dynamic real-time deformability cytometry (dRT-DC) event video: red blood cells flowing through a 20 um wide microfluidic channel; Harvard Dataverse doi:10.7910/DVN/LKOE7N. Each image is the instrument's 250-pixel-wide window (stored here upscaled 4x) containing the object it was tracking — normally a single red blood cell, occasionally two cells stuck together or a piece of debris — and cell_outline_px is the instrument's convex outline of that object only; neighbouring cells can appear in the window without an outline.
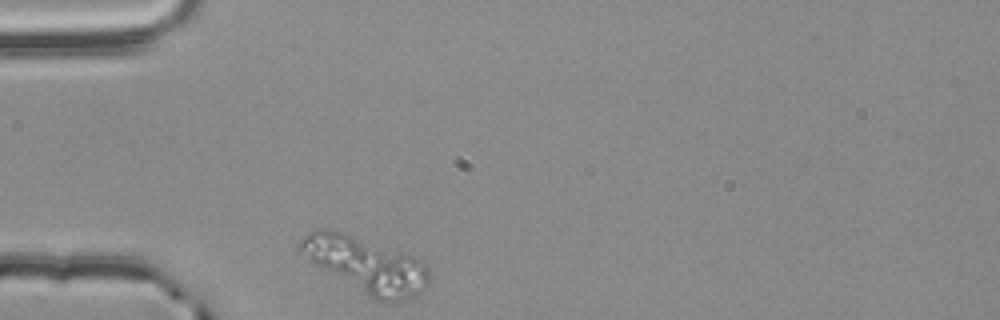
{"species": "common noctule bat (a hibernating species)", "species_latin": "Nyctalus noctula", "temperature_condition": "room temperature", "stored_images_in_passage": 30, "camera_frame_rate_fps": 3000, "um_per_image_px": 0.085, "animal": {"sex": "male", "body_mass_g": 20.4}, "frame": {"image": 1, "passage_image": 1, "time_ms": 0.0, "image_size_px": [1000, 320], "cell_outline_px": [[428, 284], [420, 292], [404, 300], [380, 300], [368, 296], [296, 252], [296, 244], [304, 236], [316, 228], [328, 228], [416, 256], [428, 268]], "centroid_in_image_um": [31.06, 22.47], "position_along_channel_um": 53.9, "area_um2": 40.92}}
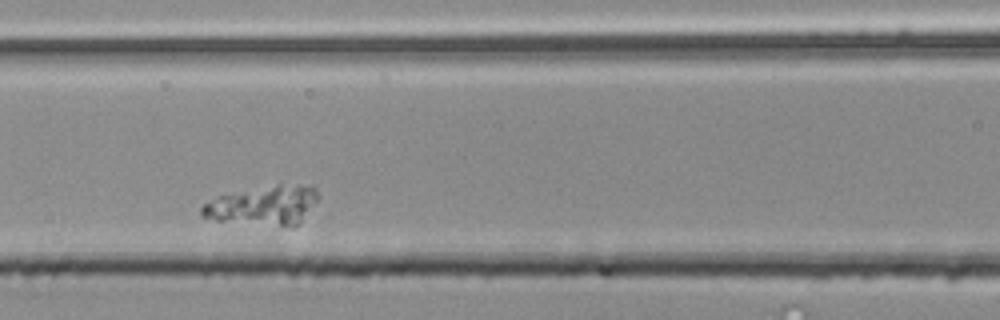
{"frame": {"image": 2, "passage_image": 10, "time_ms": 3.0, "image_size_px": [1000, 320], "cell_outline_px": [[320, 196], [300, 224], [292, 228], [216, 220], [204, 216], [200, 212], [200, 208], [204, 204], [220, 196], [276, 184], [312, 184], [316, 188]], "centroid_in_image_um": [22.51, 17.47], "position_along_channel_um": 144.1, "area_um2": 26.76}}
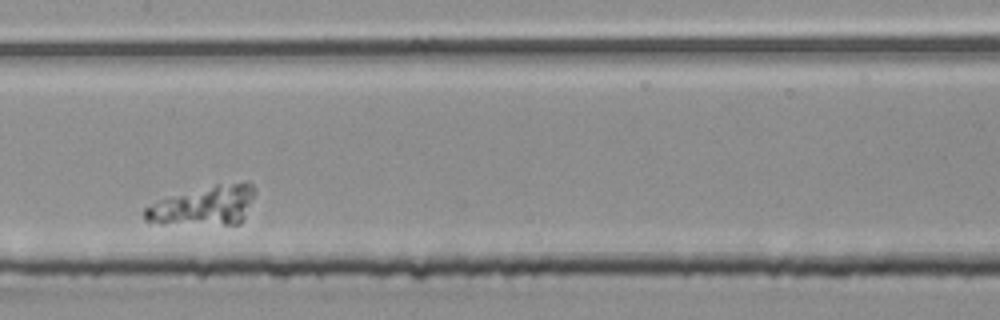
{"frame": {"image": 3, "passage_image": 14, "time_ms": 4.333, "image_size_px": [1000, 320], "cell_outline_px": [[256, 192], [244, 220], [240, 224], [160, 224], [144, 220], [144, 208], [160, 200], [216, 184], [244, 180], [248, 180], [256, 188]], "centroid_in_image_um": [17.43, 17.47], "position_along_channel_um": 190.0, "area_um2": 25.49}}